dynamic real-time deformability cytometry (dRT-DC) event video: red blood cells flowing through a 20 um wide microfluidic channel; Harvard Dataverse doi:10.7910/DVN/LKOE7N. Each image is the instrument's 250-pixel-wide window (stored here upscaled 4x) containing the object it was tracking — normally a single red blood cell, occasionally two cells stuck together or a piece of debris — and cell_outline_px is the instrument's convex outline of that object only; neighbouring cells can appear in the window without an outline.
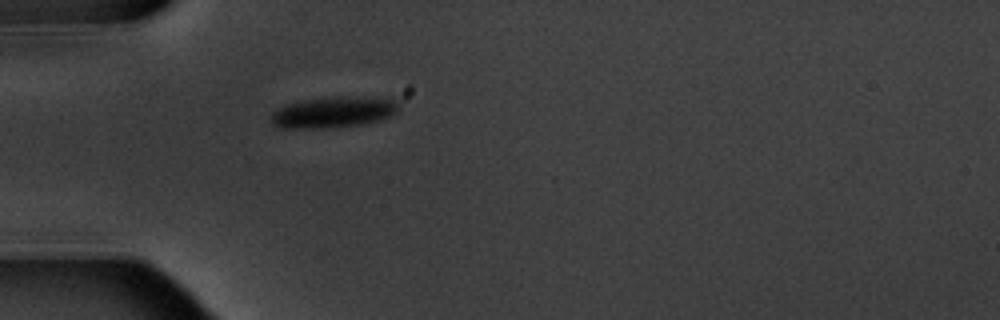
{"species": "common noctule bat (a hibernating species)", "species_latin": "Nyctalus noctula", "temperature_condition": "warm", "stored_images_in_passage": 1, "camera_frame_rate_fps": 3000, "um_per_image_px": 0.085, "animal": {"sex": "male", "body_mass_g": 20.1, "forearm_length_mm": 53.5}, "frame": {"image": 1, "passage_image": 1, "time_ms": 0.0, "image_size_px": [1000, 320], "cell_outline_px": [[400, 104], [396, 112], [380, 120], [356, 124], [324, 128], [280, 128], [272, 124], [272, 112], [284, 104], [304, 100], [332, 96], [360, 96], [400, 100]], "centroid_in_image_um": [28.33, 9.51], "position_along_channel_um": 56.7, "area_um2": 23.12}}